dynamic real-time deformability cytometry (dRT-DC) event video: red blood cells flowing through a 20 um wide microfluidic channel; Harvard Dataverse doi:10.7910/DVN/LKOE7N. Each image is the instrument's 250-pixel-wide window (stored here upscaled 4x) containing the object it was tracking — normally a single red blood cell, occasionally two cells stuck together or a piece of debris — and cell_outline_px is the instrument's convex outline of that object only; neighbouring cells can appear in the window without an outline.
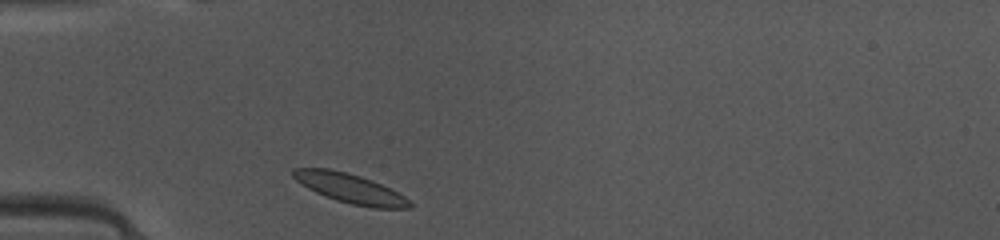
{"species": "common noctule bat (a hibernating species)", "species_latin": "Nyctalus noctula", "temperature_condition": "warm", "stored_images_in_passage": 35, "camera_frame_rate_fps": 3000, "um_per_image_px": 0.085, "animal": {"sex": "female", "body_mass_g": 10.0, "forearm_length_mm": 53.1}, "frame": {"image": 1, "passage_image": 1, "time_ms": 0.0, "image_size_px": [1000, 240], "cell_outline_px": [[412, 208], [372, 208], [352, 204], [336, 200], [324, 196], [308, 188], [296, 180], [292, 176], [292, 168], [328, 168], [360, 176], [372, 180], [404, 196], [412, 204]], "centroid_in_image_um": [29.73, 16.01], "position_along_channel_um": 55.3, "area_um2": 19.77}}
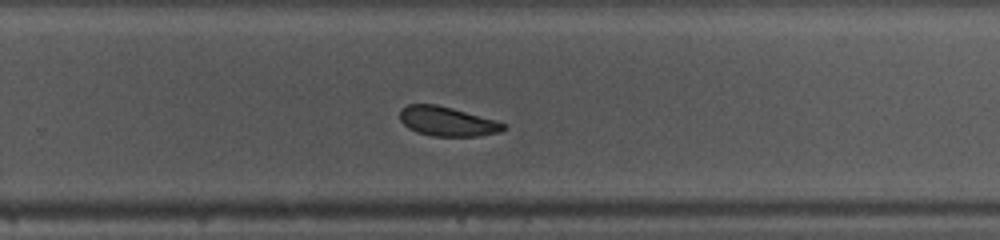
{"frame": {"image": 2, "passage_image": 19, "time_ms": 6.0, "image_size_px": [1000, 240], "cell_outline_px": [[508, 128], [500, 132], [476, 136], [432, 136], [416, 132], [408, 128], [400, 120], [400, 108], [408, 104], [436, 104], [452, 108], [496, 120], [508, 124]], "centroid_in_image_um": [38.03, 10.32], "position_along_channel_um": 291.8, "area_um2": 17.92}}
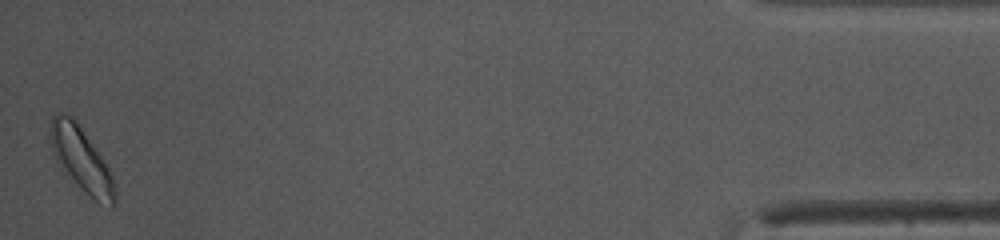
{"frame": {"image": 3, "passage_image": 35, "time_ms": 11.333, "image_size_px": [1000, 240], "cell_outline_px": [[116, 204], [112, 208], [100, 204], [60, 172], [52, 152], [48, 136], [48, 128], [52, 116], [56, 112], [64, 112], [72, 116], [76, 120], [108, 168], [116, 184]], "centroid_in_image_um": [6.85, 13.56], "position_along_channel_um": 428.4, "area_um2": 24.91}, "authors_computed_cell_mechanics": {"area_um2": 18.8428, "velocity_mm_per_s": 4.0901, "shape_relaxation_time_tau1_ms": 2.2334, "shape_relaxation_time_tau2_ms": 1.5935, "deformation_change_tau1": 0.1138, "deformation_change_tau2": 0.0788}}